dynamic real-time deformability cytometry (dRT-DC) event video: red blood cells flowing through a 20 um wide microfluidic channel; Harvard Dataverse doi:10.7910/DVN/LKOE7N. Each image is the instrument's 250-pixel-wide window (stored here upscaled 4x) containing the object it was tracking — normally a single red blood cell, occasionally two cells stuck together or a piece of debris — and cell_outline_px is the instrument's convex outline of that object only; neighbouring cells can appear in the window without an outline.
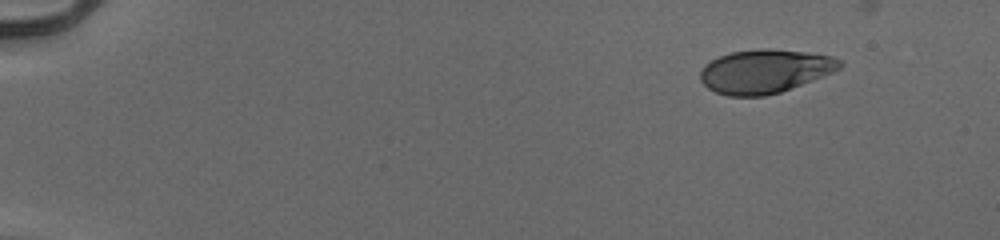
{"species": "human", "species_latin": "Homo sapiens", "temperature_condition": "cold", "stored_images_in_passage": 49, "camera_frame_rate_fps": 3000, "um_per_image_px": 0.085, "donor": {"sex": "male"}, "frame": {"image": 1, "passage_image": 1, "time_ms": 0.0, "image_size_px": [1000, 240], "cell_outline_px": [[844, 64], [840, 68], [832, 72], [812, 80], [780, 92], [764, 96], [728, 96], [716, 92], [708, 88], [700, 80], [700, 72], [704, 64], [720, 56], [732, 52], [760, 48], [768, 48], [804, 52], [832, 56], [840, 60]], "centroid_in_image_um": [64.99, 6.05], "position_along_channel_um": 20.0, "area_um2": 35.32}}
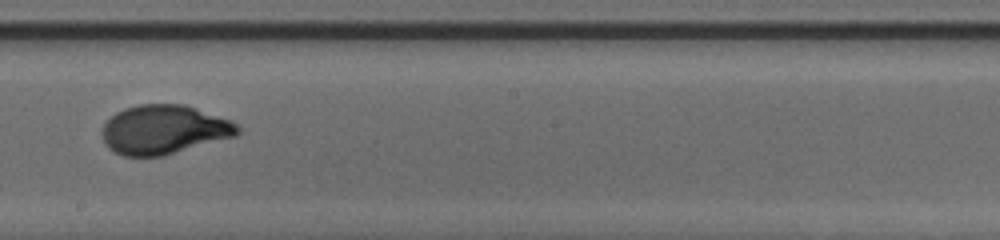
{"frame": {"image": 2, "passage_image": 28, "time_ms": 9.0, "image_size_px": [1000, 240], "cell_outline_px": [[240, 132], [236, 136], [164, 156], [124, 156], [108, 148], [104, 144], [100, 132], [104, 124], [116, 112], [124, 108], [140, 104], [184, 104], [232, 120], [240, 128]], "centroid_in_image_um": [13.93, 11.02], "position_along_channel_um": 234.3, "area_um2": 39.07}}
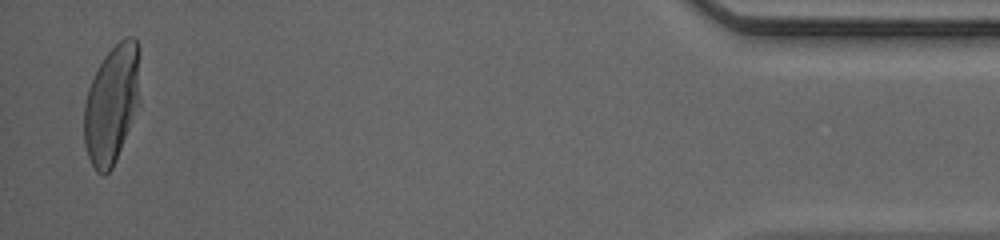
{"frame": {"image": 3, "passage_image": 48, "time_ms": 15.667, "image_size_px": [1000, 240], "cell_outline_px": [[140, 104], [116, 160], [112, 168], [104, 176], [96, 172], [88, 156], [84, 144], [84, 104], [88, 88], [104, 56], [120, 40], [128, 36], [132, 36], [136, 40], [140, 48]], "centroid_in_image_um": [9.53, 8.84], "position_along_channel_um": 425.7, "area_um2": 39.19}, "authors_computed_cell_mechanics": {"area_um2": 37.7434, "velocity_mm_per_s": 3.943, "shape_relaxation_time_tau1_ms": 4.1789, "shape_relaxation_time_tau2_ms": null, "deformation_change_tau1": 0.2003, "deformation_change_tau2": null}}